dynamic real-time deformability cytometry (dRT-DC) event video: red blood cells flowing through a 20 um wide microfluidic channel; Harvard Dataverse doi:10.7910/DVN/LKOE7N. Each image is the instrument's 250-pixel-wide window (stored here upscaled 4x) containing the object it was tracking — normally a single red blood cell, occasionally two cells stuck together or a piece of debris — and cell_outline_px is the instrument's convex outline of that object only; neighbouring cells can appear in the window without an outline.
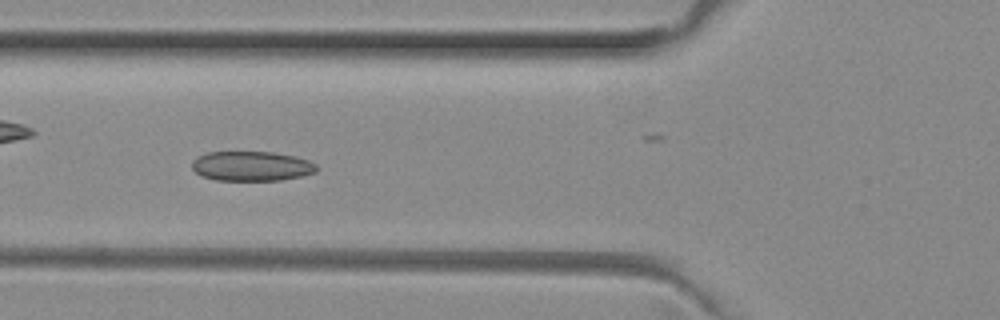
{"species": "common noctule bat (a hibernating species)", "species_latin": "Nyctalus noctula", "temperature_condition": "room temperature", "stored_images_in_passage": 40, "camera_frame_rate_fps": 3000, "um_per_image_px": 0.085, "animal": {"sex": "female", "body_mass_g": 29.2, "forearm_length_mm": 56.3}, "frame": {"image": 1, "passage_image": 7, "time_ms": 2.0, "image_size_px": [1000, 320], "cell_outline_px": [[320, 168], [316, 172], [300, 176], [280, 180], [216, 180], [200, 176], [192, 168], [192, 160], [196, 156], [208, 152], [272, 152], [296, 156], [308, 160], [316, 164]], "centroid_in_image_um": [21.38, 14.11], "position_along_channel_um": 104.4, "area_um2": 21.73}}
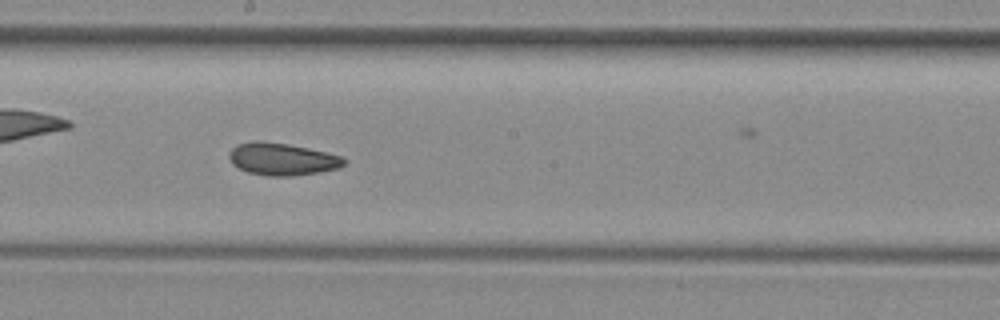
{"frame": {"image": 2, "passage_image": 16, "time_ms": 5.0, "image_size_px": [1000, 320], "cell_outline_px": [[348, 160], [340, 168], [320, 172], [292, 176], [268, 176], [248, 172], [232, 164], [228, 156], [228, 152], [232, 148], [240, 144], [256, 140], [260, 140], [288, 144], [328, 152], [340, 156]], "centroid_in_image_um": [24.0, 13.52], "position_along_channel_um": 224.2, "area_um2": 21.73}}
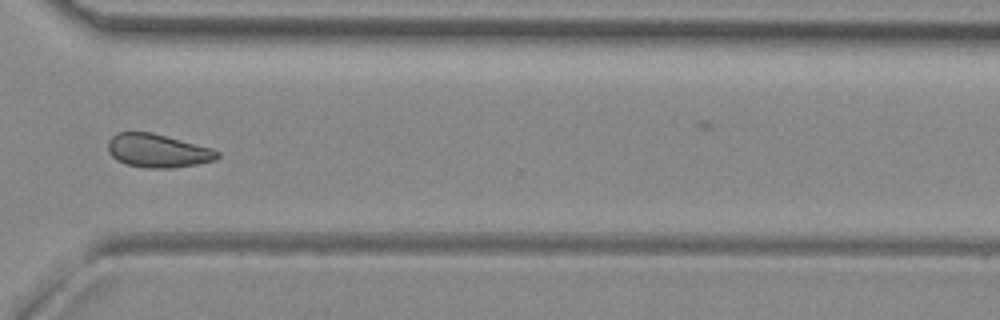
{"frame": {"image": 3, "passage_image": 26, "time_ms": 8.333, "image_size_px": [1000, 320], "cell_outline_px": [[220, 156], [216, 160], [196, 164], [172, 168], [144, 168], [128, 164], [116, 160], [108, 152], [108, 140], [116, 132], [152, 132], [212, 148], [220, 152]], "centroid_in_image_um": [13.41, 12.81], "position_along_channel_um": 357.2, "area_um2": 21.44}, "authors_computed_cell_mechanics": {"area_um2": 21.4727, "velocity_mm_per_s": 3.9947, "shape_relaxation_time_tau1_ms": null, "shape_relaxation_time_tau2_ms": 5.9952, "deformation_change_tau1": null, "deformation_change_tau2": 0.0908}}